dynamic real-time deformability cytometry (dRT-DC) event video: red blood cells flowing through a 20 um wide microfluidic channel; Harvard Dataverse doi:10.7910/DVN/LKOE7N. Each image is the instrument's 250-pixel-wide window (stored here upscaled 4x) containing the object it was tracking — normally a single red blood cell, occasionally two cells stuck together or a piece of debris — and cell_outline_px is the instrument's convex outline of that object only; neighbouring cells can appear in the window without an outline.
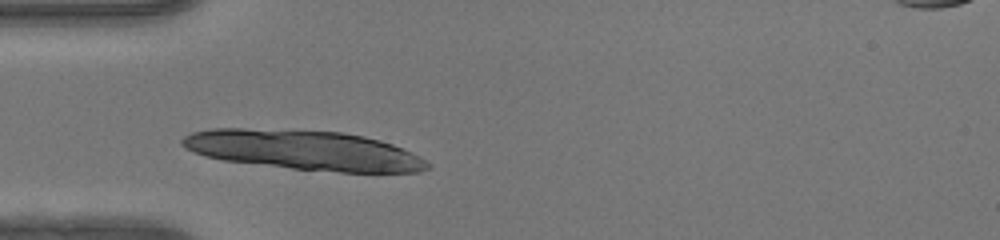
{"species": "human", "species_latin": "Homo sapiens", "temperature_condition": "warm", "stored_images_in_passage": 31, "camera_frame_rate_fps": 3000, "um_per_image_px": 0.085, "donor": {"sex": "female"}, "frame": {"image": 1, "passage_image": 1, "time_ms": 0.0, "image_size_px": [1000, 240], "cell_outline_px": [[432, 168], [420, 172], [340, 172], [292, 168], [224, 160], [204, 156], [192, 152], [184, 148], [180, 144], [180, 140], [184, 136], [192, 132], [212, 128], [244, 128], [340, 132], [364, 136], [380, 140], [392, 144], [412, 152], [420, 156], [432, 164]], "centroid_in_image_um": [25.85, 12.76], "position_along_channel_um": 59.2, "area_um2": 56.82}}
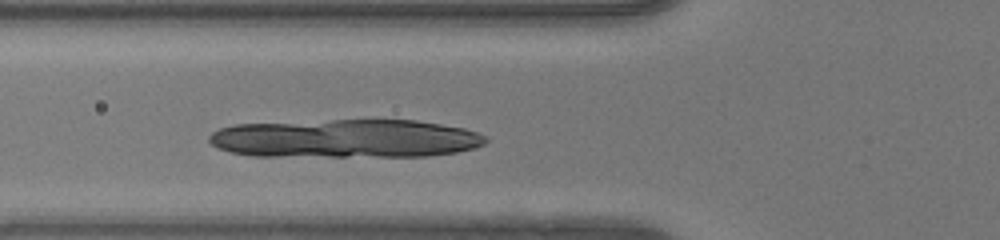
{"frame": {"image": 2, "passage_image": 4, "time_ms": 1.0, "image_size_px": [1000, 240], "cell_outline_px": [[488, 140], [484, 144], [476, 148], [456, 152], [428, 156], [256, 156], [232, 152], [220, 148], [212, 144], [208, 140], [208, 136], [212, 132], [220, 128], [236, 124], [332, 120], [416, 120], [464, 128], [488, 136]], "centroid_in_image_um": [29.41, 11.78], "position_along_channel_um": 96.4, "area_um2": 62.19}}